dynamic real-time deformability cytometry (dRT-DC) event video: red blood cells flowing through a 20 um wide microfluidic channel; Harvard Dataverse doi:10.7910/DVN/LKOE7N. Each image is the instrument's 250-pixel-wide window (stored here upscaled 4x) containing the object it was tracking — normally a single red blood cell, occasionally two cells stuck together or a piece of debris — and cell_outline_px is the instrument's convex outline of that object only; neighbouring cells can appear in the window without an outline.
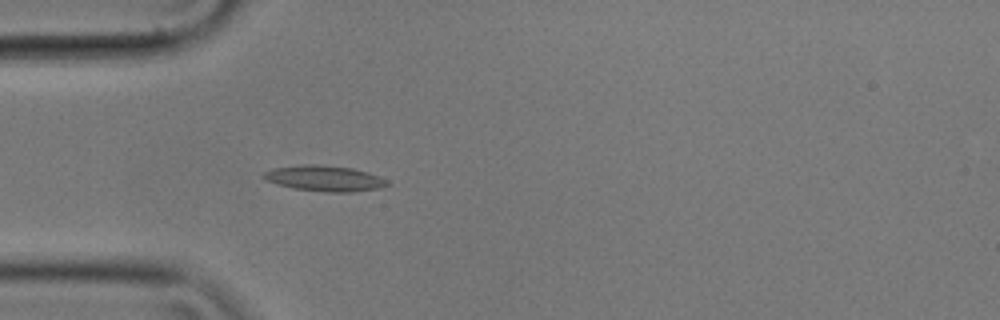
{"species": "common noctule bat (a hibernating species)", "species_latin": "Nyctalus noctula", "temperature_condition": "cold", "stored_images_in_passage": 45, "camera_frame_rate_fps": 3000, "um_per_image_px": 0.085, "animal": {"sex": "male", "body_mass_g": 17.9}, "frame": {"image": 1, "passage_image": 5, "time_ms": 1.333, "image_size_px": [1000, 320], "cell_outline_px": [[392, 184], [380, 188], [352, 192], [328, 192], [292, 188], [276, 184], [264, 180], [260, 176], [264, 172], [272, 168], [300, 164], [316, 164], [352, 168], [368, 172], [388, 180]], "centroid_in_image_um": [27.56, 15.16], "position_along_channel_um": 57.4, "area_um2": 18.79}}
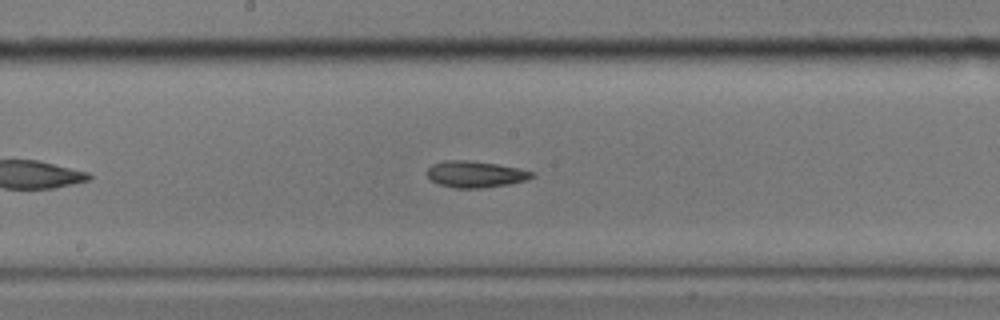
{"frame": {"image": 2, "passage_image": 18, "time_ms": 5.667, "image_size_px": [1000, 320], "cell_outline_px": [[536, 176], [524, 180], [508, 184], [480, 188], [456, 188], [440, 184], [432, 180], [428, 176], [428, 168], [432, 164], [444, 160], [468, 160], [496, 164], [520, 168], [536, 172]], "centroid_in_image_um": [40.44, 14.8], "position_along_channel_um": 207.8, "area_um2": 16.07}}
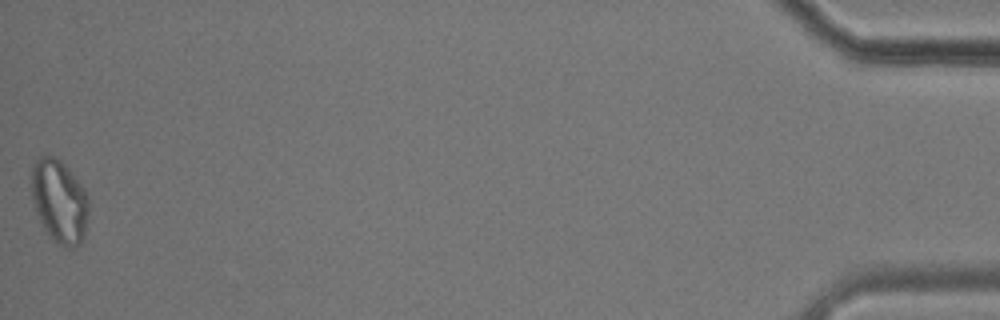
{"frame": {"image": 3, "passage_image": 45, "time_ms": 14.667, "image_size_px": [1000, 320], "cell_outline_px": [[88, 212], [84, 236], [80, 244], [76, 248], [68, 248], [52, 240], [48, 236], [36, 212], [32, 200], [32, 168], [36, 156], [52, 156], [60, 160], [68, 168], [84, 188], [88, 196]], "centroid_in_image_um": [5.05, 17.12], "position_along_channel_um": 430.2, "area_um2": 27.86}, "authors_computed_cell_mechanics": {"area_um2": 16.7042, "velocity_mm_per_s": 3.5441, "shape_relaxation_time_tau1_ms": null, "shape_relaxation_time_tau2_ms": 10.0328, "deformation_change_tau1": null, "deformation_change_tau2": 0.1913}}